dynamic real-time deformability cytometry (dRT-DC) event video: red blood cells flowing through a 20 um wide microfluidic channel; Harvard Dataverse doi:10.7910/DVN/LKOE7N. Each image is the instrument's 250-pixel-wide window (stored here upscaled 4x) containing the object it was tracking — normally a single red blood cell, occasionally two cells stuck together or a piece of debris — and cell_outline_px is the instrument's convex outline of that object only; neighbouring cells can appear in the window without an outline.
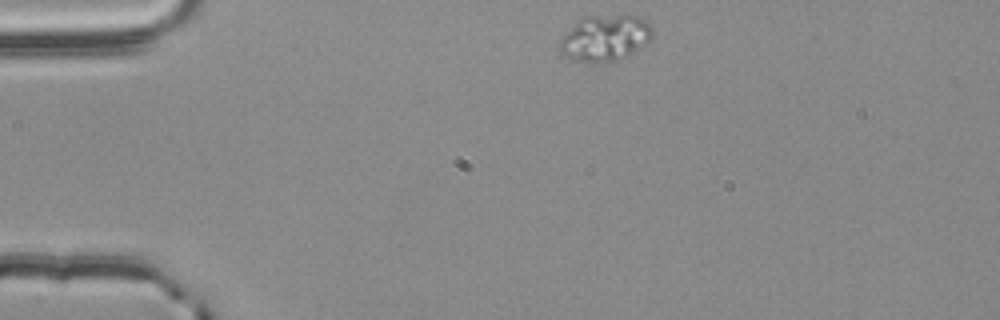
{"species": "common noctule bat (a hibernating species)", "species_latin": "Nyctalus noctula", "temperature_condition": "room temperature", "stored_images_in_passage": 39, "camera_frame_rate_fps": 3000, "um_per_image_px": 0.085, "animal": {"sex": "male", "body_mass_g": 20.4}, "frame": {"image": 1, "passage_image": 1, "time_ms": 0.0, "image_size_px": [1000, 320], "cell_outline_px": [[652, 40], [628, 56], [620, 60], [596, 64], [592, 64], [576, 60], [564, 56], [560, 52], [560, 40], [584, 16], [624, 12], [640, 16], [652, 28]], "centroid_in_image_um": [51.49, 3.21], "position_along_channel_um": 33.5, "area_um2": 25.61}}
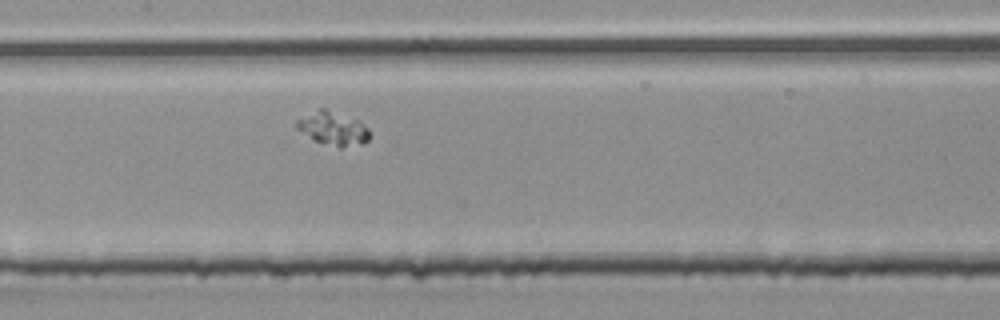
{"frame": {"image": 2, "passage_image": 17, "time_ms": 5.333, "image_size_px": [1000, 320], "cell_outline_px": [[368, 140], [364, 144], [340, 148], [312, 140], [296, 128], [296, 120], [316, 108], [324, 108], [360, 120], [368, 128]], "centroid_in_image_um": [28.29, 10.92], "position_along_channel_um": 179.1, "area_um2": 14.51}}
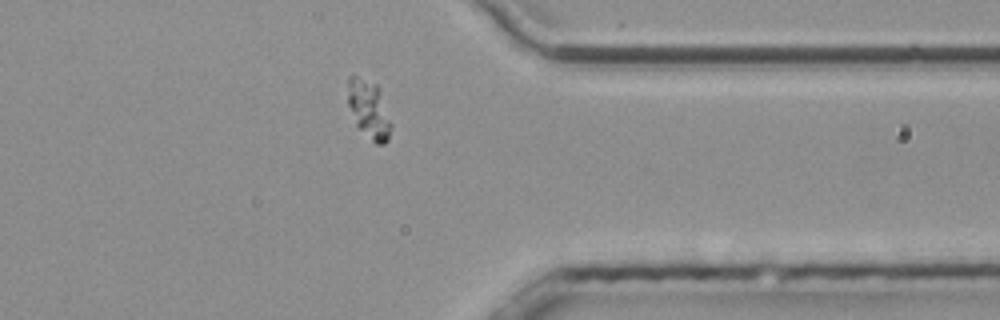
{"frame": {"image": 3, "passage_image": 34, "time_ms": 11.0, "image_size_px": [1000, 320], "cell_outline_px": [[388, 140], [384, 144], [376, 144], [356, 124], [348, 104], [348, 76], [356, 76], [376, 84], [380, 88], [388, 120]], "centroid_in_image_um": [31.31, 9.25], "position_along_channel_um": 380.1, "area_um2": 13.93}}